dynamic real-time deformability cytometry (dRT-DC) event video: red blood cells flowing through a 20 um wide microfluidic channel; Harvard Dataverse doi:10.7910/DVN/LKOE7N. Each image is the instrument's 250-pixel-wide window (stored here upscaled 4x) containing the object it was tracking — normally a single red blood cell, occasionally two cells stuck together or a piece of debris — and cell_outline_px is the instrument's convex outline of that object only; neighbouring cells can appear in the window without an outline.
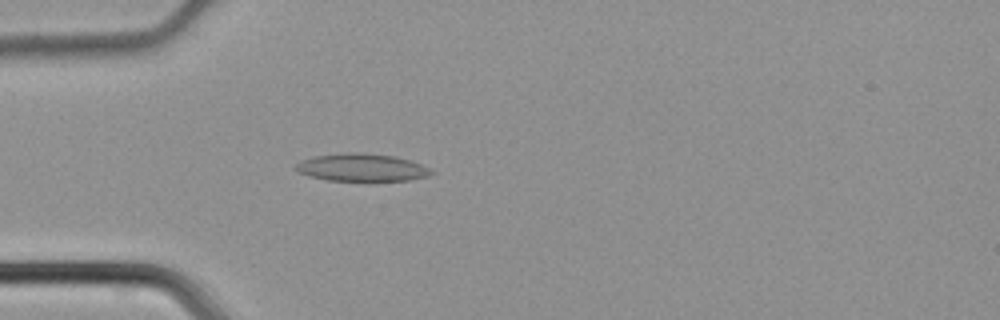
{"species": "common noctule bat (a hibernating species)", "species_latin": "Nyctalus noctula", "temperature_condition": "cold", "stored_images_in_passage": 35, "camera_frame_rate_fps": 3000, "um_per_image_px": 0.085, "animal": {"sex": "male", "body_mass_g": 21.5, "forearm_length_mm": 52.0}, "frame": {"image": 1, "passage_image": 3, "time_ms": 0.667, "image_size_px": [1000, 320], "cell_outline_px": [[436, 172], [428, 176], [408, 180], [328, 180], [308, 176], [300, 172], [296, 168], [296, 164], [312, 156], [352, 152], [396, 156], [420, 164]], "centroid_in_image_um": [30.76, 14.23], "position_along_channel_um": 54.2, "area_um2": 21.39}}
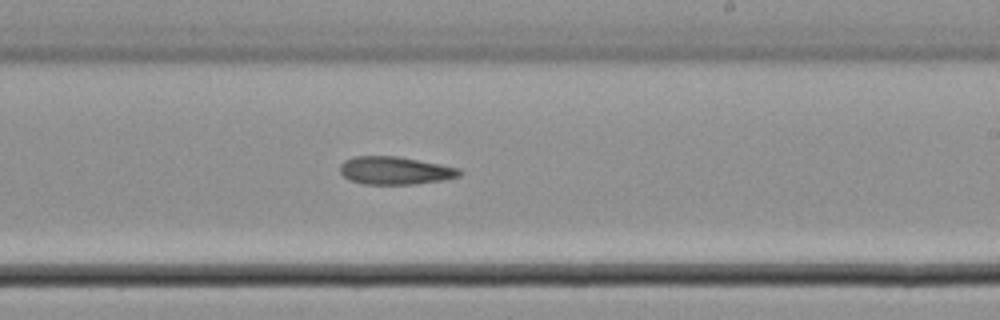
{"frame": {"image": 2, "passage_image": 17, "time_ms": 5.333, "image_size_px": [1000, 320], "cell_outline_px": [[460, 176], [440, 180], [416, 184], [364, 184], [348, 180], [340, 172], [340, 164], [344, 160], [352, 156], [396, 156], [460, 168]], "centroid_in_image_um": [33.52, 14.49], "position_along_channel_um": 255.5, "area_um2": 19.31}}
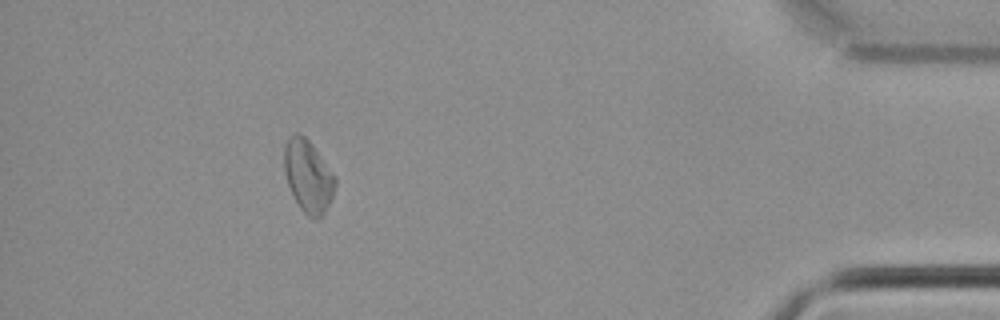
{"frame": {"image": 3, "passage_image": 31, "time_ms": 10.0, "image_size_px": [1000, 320], "cell_outline_px": [[336, 184], [332, 196], [324, 212], [316, 220], [308, 216], [300, 208], [288, 184], [284, 172], [284, 148], [288, 140], [296, 132], [300, 132], [308, 140], [336, 176]], "centroid_in_image_um": [26.19, 14.97], "position_along_channel_um": 409.0, "area_um2": 21.1}}